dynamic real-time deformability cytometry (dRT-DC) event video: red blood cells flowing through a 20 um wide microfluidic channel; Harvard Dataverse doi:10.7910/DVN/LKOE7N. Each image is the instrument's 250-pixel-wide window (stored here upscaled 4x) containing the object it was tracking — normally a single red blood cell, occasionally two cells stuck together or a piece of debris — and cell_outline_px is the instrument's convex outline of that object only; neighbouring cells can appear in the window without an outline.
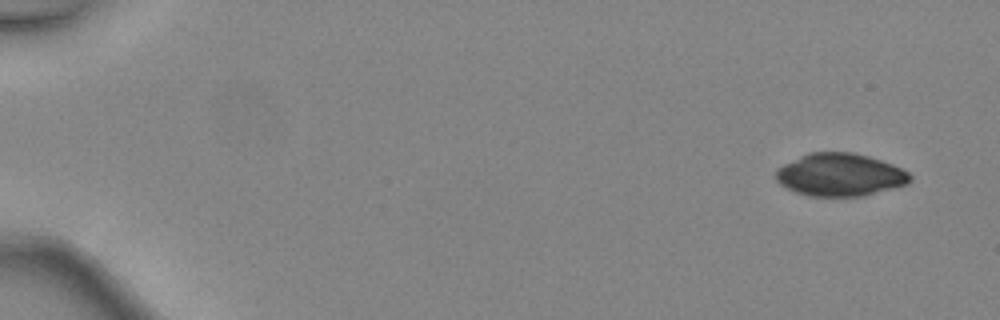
{"species": "common noctule bat (a hibernating species)", "species_latin": "Nyctalus noctula", "temperature_condition": "warm", "stored_images_in_passage": 44, "camera_frame_rate_fps": 3000, "um_per_image_px": 0.085, "animal": {"sex": "female", "body_mass_g": 24.6, "forearm_length_mm": 56.2}, "frame": {"image": 1, "passage_image": 1, "time_ms": 0.0, "image_size_px": [1000, 320], "cell_outline_px": [[912, 180], [908, 184], [864, 196], [808, 196], [796, 192], [780, 184], [776, 180], [776, 168], [808, 152], [852, 152], [868, 156], [892, 164], [908, 172], [912, 176]], "centroid_in_image_um": [71.41, 14.86], "position_along_channel_um": 13.6, "area_um2": 33.47}}